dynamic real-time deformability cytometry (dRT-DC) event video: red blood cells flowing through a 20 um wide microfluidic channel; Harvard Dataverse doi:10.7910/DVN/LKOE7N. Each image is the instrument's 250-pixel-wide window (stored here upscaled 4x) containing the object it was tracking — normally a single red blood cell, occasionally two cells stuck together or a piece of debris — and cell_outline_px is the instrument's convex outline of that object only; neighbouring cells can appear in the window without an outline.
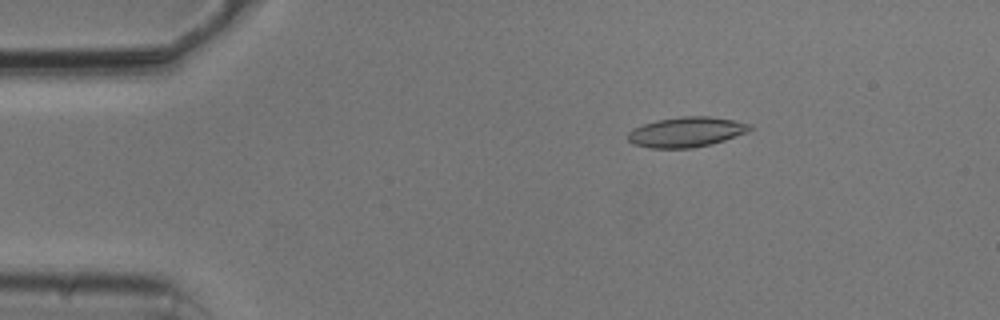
{"species": "common noctule bat (a hibernating species)", "species_latin": "Nyctalus noctula", "temperature_condition": "cold", "stored_images_in_passage": 53, "camera_frame_rate_fps": 3000, "um_per_image_px": 0.085, "animal": {"sex": "male", "body_mass_g": 20.5, "forearm_length_mm": 52.5}, "frame": {"image": 1, "passage_image": 9, "time_ms": 2.667, "image_size_px": [1000, 320], "cell_outline_px": [[752, 128], [748, 132], [712, 144], [692, 148], [652, 148], [632, 144], [628, 140], [628, 132], [644, 124], [656, 120], [680, 116], [708, 116], [732, 120], [752, 124]], "centroid_in_image_um": [58.35, 11.22], "position_along_channel_um": 26.7, "area_um2": 21.33}}
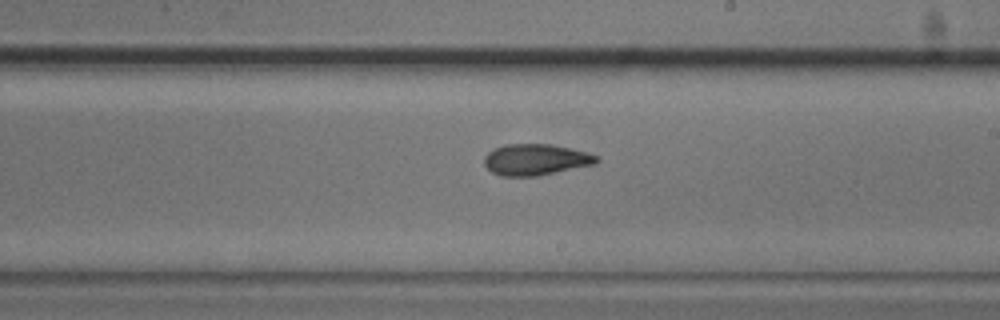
{"frame": {"image": 2, "passage_image": 31, "time_ms": 10.0, "image_size_px": [1000, 320], "cell_outline_px": [[600, 160], [596, 164], [536, 176], [500, 176], [492, 172], [484, 164], [484, 156], [488, 152], [504, 144], [552, 144], [600, 156]], "centroid_in_image_um": [45.53, 13.57], "position_along_channel_um": 243.5, "area_um2": 20.4}}
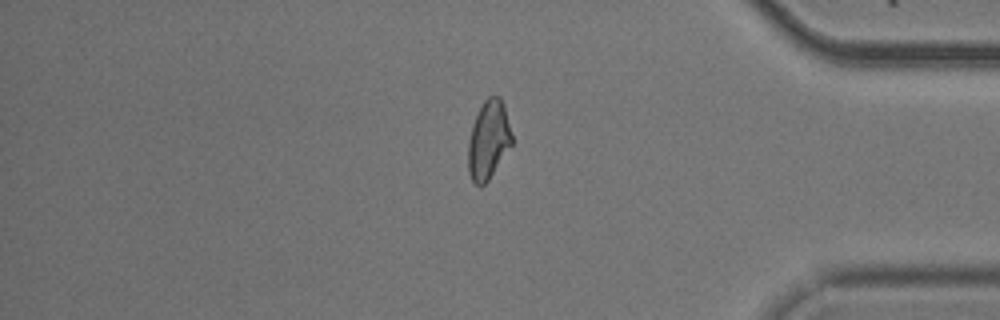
{"frame": {"image": 3, "passage_image": 45, "time_ms": 14.667, "image_size_px": [1000, 320], "cell_outline_px": [[512, 144], [488, 180], [484, 184], [476, 184], [472, 180], [468, 172], [468, 144], [472, 124], [484, 100], [488, 96], [500, 96], [504, 104], [512, 136]], "centroid_in_image_um": [41.52, 11.87], "position_along_channel_um": 393.7, "area_um2": 19.77}, "authors_computed_cell_mechanics": {"area_um2": 20.519, "velocity_mm_per_s": 3.7727, "shape_relaxation_time_tau1_ms": 6.4655, "shape_relaxation_time_tau2_ms": 2.4316, "deformation_change_tau1": 0.1634, "deformation_change_tau2": 0.0855}}